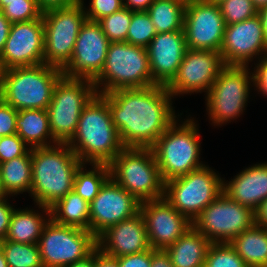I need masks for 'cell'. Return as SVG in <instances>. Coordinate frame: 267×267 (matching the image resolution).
Returning <instances> with one entry per match:
<instances>
[{
  "instance_id": "4dcf8cb0",
  "label": "cell",
  "mask_w": 267,
  "mask_h": 267,
  "mask_svg": "<svg viewBox=\"0 0 267 267\" xmlns=\"http://www.w3.org/2000/svg\"><path fill=\"white\" fill-rule=\"evenodd\" d=\"M84 164L76 171L73 190L90 203L110 178V168L108 164H93V170L85 172Z\"/></svg>"
},
{
  "instance_id": "60d3db41",
  "label": "cell",
  "mask_w": 267,
  "mask_h": 267,
  "mask_svg": "<svg viewBox=\"0 0 267 267\" xmlns=\"http://www.w3.org/2000/svg\"><path fill=\"white\" fill-rule=\"evenodd\" d=\"M119 267H151L152 248L144 252L124 255L116 258Z\"/></svg>"
},
{
  "instance_id": "f907efd6",
  "label": "cell",
  "mask_w": 267,
  "mask_h": 267,
  "mask_svg": "<svg viewBox=\"0 0 267 267\" xmlns=\"http://www.w3.org/2000/svg\"><path fill=\"white\" fill-rule=\"evenodd\" d=\"M65 267H94V251L86 258Z\"/></svg>"
},
{
  "instance_id": "c3c4849f",
  "label": "cell",
  "mask_w": 267,
  "mask_h": 267,
  "mask_svg": "<svg viewBox=\"0 0 267 267\" xmlns=\"http://www.w3.org/2000/svg\"><path fill=\"white\" fill-rule=\"evenodd\" d=\"M126 1V2H125ZM155 0H123L125 8L135 11H147Z\"/></svg>"
},
{
  "instance_id": "44dd1931",
  "label": "cell",
  "mask_w": 267,
  "mask_h": 267,
  "mask_svg": "<svg viewBox=\"0 0 267 267\" xmlns=\"http://www.w3.org/2000/svg\"><path fill=\"white\" fill-rule=\"evenodd\" d=\"M187 50L184 30L157 33L147 47L152 80L167 86L176 76Z\"/></svg>"
},
{
  "instance_id": "ba28073f",
  "label": "cell",
  "mask_w": 267,
  "mask_h": 267,
  "mask_svg": "<svg viewBox=\"0 0 267 267\" xmlns=\"http://www.w3.org/2000/svg\"><path fill=\"white\" fill-rule=\"evenodd\" d=\"M97 94L90 79L62 76L56 83L48 106L50 130L57 143L67 144L74 136L84 107Z\"/></svg>"
},
{
  "instance_id": "7dc6e473",
  "label": "cell",
  "mask_w": 267,
  "mask_h": 267,
  "mask_svg": "<svg viewBox=\"0 0 267 267\" xmlns=\"http://www.w3.org/2000/svg\"><path fill=\"white\" fill-rule=\"evenodd\" d=\"M11 28V23L4 16L2 11L0 10V54L2 53L6 40L9 36V31Z\"/></svg>"
},
{
  "instance_id": "603a6c76",
  "label": "cell",
  "mask_w": 267,
  "mask_h": 267,
  "mask_svg": "<svg viewBox=\"0 0 267 267\" xmlns=\"http://www.w3.org/2000/svg\"><path fill=\"white\" fill-rule=\"evenodd\" d=\"M222 189L228 198L255 211L267 198V163L246 168L229 183L223 181Z\"/></svg>"
},
{
  "instance_id": "ac0fdd59",
  "label": "cell",
  "mask_w": 267,
  "mask_h": 267,
  "mask_svg": "<svg viewBox=\"0 0 267 267\" xmlns=\"http://www.w3.org/2000/svg\"><path fill=\"white\" fill-rule=\"evenodd\" d=\"M140 202L111 177L90 202V232L97 238L107 228L139 212Z\"/></svg>"
},
{
  "instance_id": "681fc988",
  "label": "cell",
  "mask_w": 267,
  "mask_h": 267,
  "mask_svg": "<svg viewBox=\"0 0 267 267\" xmlns=\"http://www.w3.org/2000/svg\"><path fill=\"white\" fill-rule=\"evenodd\" d=\"M255 224L267 229V198L254 211Z\"/></svg>"
},
{
  "instance_id": "277c9868",
  "label": "cell",
  "mask_w": 267,
  "mask_h": 267,
  "mask_svg": "<svg viewBox=\"0 0 267 267\" xmlns=\"http://www.w3.org/2000/svg\"><path fill=\"white\" fill-rule=\"evenodd\" d=\"M62 70L39 64L0 71V98L17 111L46 110Z\"/></svg>"
},
{
  "instance_id": "5bb4252c",
  "label": "cell",
  "mask_w": 267,
  "mask_h": 267,
  "mask_svg": "<svg viewBox=\"0 0 267 267\" xmlns=\"http://www.w3.org/2000/svg\"><path fill=\"white\" fill-rule=\"evenodd\" d=\"M220 52L187 49L173 80L166 86L172 96L211 89L225 67Z\"/></svg>"
},
{
  "instance_id": "cb8c5ba5",
  "label": "cell",
  "mask_w": 267,
  "mask_h": 267,
  "mask_svg": "<svg viewBox=\"0 0 267 267\" xmlns=\"http://www.w3.org/2000/svg\"><path fill=\"white\" fill-rule=\"evenodd\" d=\"M211 242L193 226L165 250L174 267H204Z\"/></svg>"
},
{
  "instance_id": "f1b7e54d",
  "label": "cell",
  "mask_w": 267,
  "mask_h": 267,
  "mask_svg": "<svg viewBox=\"0 0 267 267\" xmlns=\"http://www.w3.org/2000/svg\"><path fill=\"white\" fill-rule=\"evenodd\" d=\"M0 173L6 193L30 192L32 184L31 149L23 156L0 163Z\"/></svg>"
},
{
  "instance_id": "d6a6232c",
  "label": "cell",
  "mask_w": 267,
  "mask_h": 267,
  "mask_svg": "<svg viewBox=\"0 0 267 267\" xmlns=\"http://www.w3.org/2000/svg\"><path fill=\"white\" fill-rule=\"evenodd\" d=\"M156 34L157 32L147 11H131L127 43L147 48Z\"/></svg>"
},
{
  "instance_id": "9f6ffc18",
  "label": "cell",
  "mask_w": 267,
  "mask_h": 267,
  "mask_svg": "<svg viewBox=\"0 0 267 267\" xmlns=\"http://www.w3.org/2000/svg\"><path fill=\"white\" fill-rule=\"evenodd\" d=\"M15 1H23V0H0V10H2L6 6V2H15Z\"/></svg>"
},
{
  "instance_id": "1f68e13d",
  "label": "cell",
  "mask_w": 267,
  "mask_h": 267,
  "mask_svg": "<svg viewBox=\"0 0 267 267\" xmlns=\"http://www.w3.org/2000/svg\"><path fill=\"white\" fill-rule=\"evenodd\" d=\"M0 248L9 267H44L37 244L3 240Z\"/></svg>"
},
{
  "instance_id": "8992f818",
  "label": "cell",
  "mask_w": 267,
  "mask_h": 267,
  "mask_svg": "<svg viewBox=\"0 0 267 267\" xmlns=\"http://www.w3.org/2000/svg\"><path fill=\"white\" fill-rule=\"evenodd\" d=\"M93 83L97 94L155 85L156 83L152 80L147 48L127 42L110 43L104 67ZM99 84L104 86L101 91H98Z\"/></svg>"
},
{
  "instance_id": "db71d44e",
  "label": "cell",
  "mask_w": 267,
  "mask_h": 267,
  "mask_svg": "<svg viewBox=\"0 0 267 267\" xmlns=\"http://www.w3.org/2000/svg\"><path fill=\"white\" fill-rule=\"evenodd\" d=\"M0 267H9L3 251L0 248Z\"/></svg>"
},
{
  "instance_id": "836d02e7",
  "label": "cell",
  "mask_w": 267,
  "mask_h": 267,
  "mask_svg": "<svg viewBox=\"0 0 267 267\" xmlns=\"http://www.w3.org/2000/svg\"><path fill=\"white\" fill-rule=\"evenodd\" d=\"M97 22L110 43L126 42L131 22V10L123 7L121 10L105 16Z\"/></svg>"
},
{
  "instance_id": "b9f144b4",
  "label": "cell",
  "mask_w": 267,
  "mask_h": 267,
  "mask_svg": "<svg viewBox=\"0 0 267 267\" xmlns=\"http://www.w3.org/2000/svg\"><path fill=\"white\" fill-rule=\"evenodd\" d=\"M261 61L256 66V70L253 74V85H255L259 91L264 95H267V55L260 56ZM263 57V58H262Z\"/></svg>"
},
{
  "instance_id": "7bdbcfd3",
  "label": "cell",
  "mask_w": 267,
  "mask_h": 267,
  "mask_svg": "<svg viewBox=\"0 0 267 267\" xmlns=\"http://www.w3.org/2000/svg\"><path fill=\"white\" fill-rule=\"evenodd\" d=\"M6 200V197L0 199V241L5 240L7 237L10 219L14 211L13 206Z\"/></svg>"
},
{
  "instance_id": "5b68a950",
  "label": "cell",
  "mask_w": 267,
  "mask_h": 267,
  "mask_svg": "<svg viewBox=\"0 0 267 267\" xmlns=\"http://www.w3.org/2000/svg\"><path fill=\"white\" fill-rule=\"evenodd\" d=\"M110 177L140 203L164 197V187L151 148L125 147L109 164Z\"/></svg>"
},
{
  "instance_id": "f6af8a7d",
  "label": "cell",
  "mask_w": 267,
  "mask_h": 267,
  "mask_svg": "<svg viewBox=\"0 0 267 267\" xmlns=\"http://www.w3.org/2000/svg\"><path fill=\"white\" fill-rule=\"evenodd\" d=\"M151 267H174L166 250L152 248Z\"/></svg>"
},
{
  "instance_id": "816d5d0a",
  "label": "cell",
  "mask_w": 267,
  "mask_h": 267,
  "mask_svg": "<svg viewBox=\"0 0 267 267\" xmlns=\"http://www.w3.org/2000/svg\"><path fill=\"white\" fill-rule=\"evenodd\" d=\"M258 15L261 19V24L264 32V38L267 43V7L262 8L258 11Z\"/></svg>"
},
{
  "instance_id": "d590c367",
  "label": "cell",
  "mask_w": 267,
  "mask_h": 267,
  "mask_svg": "<svg viewBox=\"0 0 267 267\" xmlns=\"http://www.w3.org/2000/svg\"><path fill=\"white\" fill-rule=\"evenodd\" d=\"M218 6L225 25L242 22L258 14L252 0H223Z\"/></svg>"
},
{
  "instance_id": "4316f807",
  "label": "cell",
  "mask_w": 267,
  "mask_h": 267,
  "mask_svg": "<svg viewBox=\"0 0 267 267\" xmlns=\"http://www.w3.org/2000/svg\"><path fill=\"white\" fill-rule=\"evenodd\" d=\"M50 218L60 225L90 231V203L73 190L50 207Z\"/></svg>"
},
{
  "instance_id": "ffe728a7",
  "label": "cell",
  "mask_w": 267,
  "mask_h": 267,
  "mask_svg": "<svg viewBox=\"0 0 267 267\" xmlns=\"http://www.w3.org/2000/svg\"><path fill=\"white\" fill-rule=\"evenodd\" d=\"M220 53L225 65L248 66L253 56L266 54L267 43L259 15L225 25Z\"/></svg>"
},
{
  "instance_id": "7402d4cb",
  "label": "cell",
  "mask_w": 267,
  "mask_h": 267,
  "mask_svg": "<svg viewBox=\"0 0 267 267\" xmlns=\"http://www.w3.org/2000/svg\"><path fill=\"white\" fill-rule=\"evenodd\" d=\"M97 248L113 258L151 249L140 211L133 217L112 225L101 233L97 237Z\"/></svg>"
},
{
  "instance_id": "e575fe53",
  "label": "cell",
  "mask_w": 267,
  "mask_h": 267,
  "mask_svg": "<svg viewBox=\"0 0 267 267\" xmlns=\"http://www.w3.org/2000/svg\"><path fill=\"white\" fill-rule=\"evenodd\" d=\"M204 267H248L230 243H211Z\"/></svg>"
},
{
  "instance_id": "52a82bcc",
  "label": "cell",
  "mask_w": 267,
  "mask_h": 267,
  "mask_svg": "<svg viewBox=\"0 0 267 267\" xmlns=\"http://www.w3.org/2000/svg\"><path fill=\"white\" fill-rule=\"evenodd\" d=\"M176 121L151 147L164 183L204 166L199 162L200 136L194 120L178 127Z\"/></svg>"
},
{
  "instance_id": "3957f363",
  "label": "cell",
  "mask_w": 267,
  "mask_h": 267,
  "mask_svg": "<svg viewBox=\"0 0 267 267\" xmlns=\"http://www.w3.org/2000/svg\"><path fill=\"white\" fill-rule=\"evenodd\" d=\"M67 145L85 164H109L125 148L112 122L106 94H96L84 107Z\"/></svg>"
},
{
  "instance_id": "7a4b0ae2",
  "label": "cell",
  "mask_w": 267,
  "mask_h": 267,
  "mask_svg": "<svg viewBox=\"0 0 267 267\" xmlns=\"http://www.w3.org/2000/svg\"><path fill=\"white\" fill-rule=\"evenodd\" d=\"M31 157L30 194L50 217V207L73 191L76 171L83 163L65 143L32 148Z\"/></svg>"
},
{
  "instance_id": "9c48e42d",
  "label": "cell",
  "mask_w": 267,
  "mask_h": 267,
  "mask_svg": "<svg viewBox=\"0 0 267 267\" xmlns=\"http://www.w3.org/2000/svg\"><path fill=\"white\" fill-rule=\"evenodd\" d=\"M223 180L207 166L165 183V199L191 222L223 192Z\"/></svg>"
},
{
  "instance_id": "83f0119b",
  "label": "cell",
  "mask_w": 267,
  "mask_h": 267,
  "mask_svg": "<svg viewBox=\"0 0 267 267\" xmlns=\"http://www.w3.org/2000/svg\"><path fill=\"white\" fill-rule=\"evenodd\" d=\"M50 217L43 218L39 213L29 209H14L7 237L5 240L25 243L37 244L41 236L42 230Z\"/></svg>"
},
{
  "instance_id": "f5cc1de1",
  "label": "cell",
  "mask_w": 267,
  "mask_h": 267,
  "mask_svg": "<svg viewBox=\"0 0 267 267\" xmlns=\"http://www.w3.org/2000/svg\"><path fill=\"white\" fill-rule=\"evenodd\" d=\"M252 3L258 11L267 7V0H252Z\"/></svg>"
},
{
  "instance_id": "8d00e7d4",
  "label": "cell",
  "mask_w": 267,
  "mask_h": 267,
  "mask_svg": "<svg viewBox=\"0 0 267 267\" xmlns=\"http://www.w3.org/2000/svg\"><path fill=\"white\" fill-rule=\"evenodd\" d=\"M1 11L11 24L42 17V12L39 10L36 0L6 2V6Z\"/></svg>"
},
{
  "instance_id": "bcb514c9",
  "label": "cell",
  "mask_w": 267,
  "mask_h": 267,
  "mask_svg": "<svg viewBox=\"0 0 267 267\" xmlns=\"http://www.w3.org/2000/svg\"><path fill=\"white\" fill-rule=\"evenodd\" d=\"M94 267H119L118 260L102 253L98 248L94 250Z\"/></svg>"
},
{
  "instance_id": "8fae6325",
  "label": "cell",
  "mask_w": 267,
  "mask_h": 267,
  "mask_svg": "<svg viewBox=\"0 0 267 267\" xmlns=\"http://www.w3.org/2000/svg\"><path fill=\"white\" fill-rule=\"evenodd\" d=\"M44 64L63 70L70 62L80 28L86 20L83 3L42 13Z\"/></svg>"
},
{
  "instance_id": "30bf717a",
  "label": "cell",
  "mask_w": 267,
  "mask_h": 267,
  "mask_svg": "<svg viewBox=\"0 0 267 267\" xmlns=\"http://www.w3.org/2000/svg\"><path fill=\"white\" fill-rule=\"evenodd\" d=\"M37 245L44 267H65L89 256L97 248V238L88 230L60 225L50 218Z\"/></svg>"
},
{
  "instance_id": "74e56055",
  "label": "cell",
  "mask_w": 267,
  "mask_h": 267,
  "mask_svg": "<svg viewBox=\"0 0 267 267\" xmlns=\"http://www.w3.org/2000/svg\"><path fill=\"white\" fill-rule=\"evenodd\" d=\"M27 146L17 134L0 137V163L25 155Z\"/></svg>"
},
{
  "instance_id": "ab89813d",
  "label": "cell",
  "mask_w": 267,
  "mask_h": 267,
  "mask_svg": "<svg viewBox=\"0 0 267 267\" xmlns=\"http://www.w3.org/2000/svg\"><path fill=\"white\" fill-rule=\"evenodd\" d=\"M18 111L0 98V137L17 134Z\"/></svg>"
},
{
  "instance_id": "6f0895ef",
  "label": "cell",
  "mask_w": 267,
  "mask_h": 267,
  "mask_svg": "<svg viewBox=\"0 0 267 267\" xmlns=\"http://www.w3.org/2000/svg\"><path fill=\"white\" fill-rule=\"evenodd\" d=\"M177 1L182 2V3H184L185 5H188V4H191V3H193L194 1H198V0H177Z\"/></svg>"
},
{
  "instance_id": "d4e9b609",
  "label": "cell",
  "mask_w": 267,
  "mask_h": 267,
  "mask_svg": "<svg viewBox=\"0 0 267 267\" xmlns=\"http://www.w3.org/2000/svg\"><path fill=\"white\" fill-rule=\"evenodd\" d=\"M17 135L32 148L51 146L57 143L50 130L47 110H21L16 118ZM47 138L50 140L47 141ZM46 141V142H45Z\"/></svg>"
},
{
  "instance_id": "e0dca14e",
  "label": "cell",
  "mask_w": 267,
  "mask_h": 267,
  "mask_svg": "<svg viewBox=\"0 0 267 267\" xmlns=\"http://www.w3.org/2000/svg\"><path fill=\"white\" fill-rule=\"evenodd\" d=\"M225 23L218 4L204 0L186 5L184 32L187 49L220 52Z\"/></svg>"
},
{
  "instance_id": "ee69618b",
  "label": "cell",
  "mask_w": 267,
  "mask_h": 267,
  "mask_svg": "<svg viewBox=\"0 0 267 267\" xmlns=\"http://www.w3.org/2000/svg\"><path fill=\"white\" fill-rule=\"evenodd\" d=\"M36 2L42 13L53 9L66 8L84 3L82 0H36Z\"/></svg>"
},
{
  "instance_id": "d6986e66",
  "label": "cell",
  "mask_w": 267,
  "mask_h": 267,
  "mask_svg": "<svg viewBox=\"0 0 267 267\" xmlns=\"http://www.w3.org/2000/svg\"><path fill=\"white\" fill-rule=\"evenodd\" d=\"M139 211L153 249L165 250L192 226V222L165 197L140 203Z\"/></svg>"
},
{
  "instance_id": "11a10c76",
  "label": "cell",
  "mask_w": 267,
  "mask_h": 267,
  "mask_svg": "<svg viewBox=\"0 0 267 267\" xmlns=\"http://www.w3.org/2000/svg\"><path fill=\"white\" fill-rule=\"evenodd\" d=\"M8 197V194L6 193L3 184H2V179H1V173H0V199Z\"/></svg>"
},
{
  "instance_id": "7c38bea8",
  "label": "cell",
  "mask_w": 267,
  "mask_h": 267,
  "mask_svg": "<svg viewBox=\"0 0 267 267\" xmlns=\"http://www.w3.org/2000/svg\"><path fill=\"white\" fill-rule=\"evenodd\" d=\"M254 224V211L231 200L223 192L192 222V226L211 243H230Z\"/></svg>"
},
{
  "instance_id": "4fadbf2b",
  "label": "cell",
  "mask_w": 267,
  "mask_h": 267,
  "mask_svg": "<svg viewBox=\"0 0 267 267\" xmlns=\"http://www.w3.org/2000/svg\"><path fill=\"white\" fill-rule=\"evenodd\" d=\"M248 66L226 65L207 93V109L214 124H223L239 117L249 95Z\"/></svg>"
},
{
  "instance_id": "f546056e",
  "label": "cell",
  "mask_w": 267,
  "mask_h": 267,
  "mask_svg": "<svg viewBox=\"0 0 267 267\" xmlns=\"http://www.w3.org/2000/svg\"><path fill=\"white\" fill-rule=\"evenodd\" d=\"M186 5L177 0H155L147 9L157 33L184 30Z\"/></svg>"
},
{
  "instance_id": "484cf974",
  "label": "cell",
  "mask_w": 267,
  "mask_h": 267,
  "mask_svg": "<svg viewBox=\"0 0 267 267\" xmlns=\"http://www.w3.org/2000/svg\"><path fill=\"white\" fill-rule=\"evenodd\" d=\"M230 245L248 267H267V229L254 224L236 236Z\"/></svg>"
},
{
  "instance_id": "2e32d148",
  "label": "cell",
  "mask_w": 267,
  "mask_h": 267,
  "mask_svg": "<svg viewBox=\"0 0 267 267\" xmlns=\"http://www.w3.org/2000/svg\"><path fill=\"white\" fill-rule=\"evenodd\" d=\"M43 18L11 24L0 54V71L44 64Z\"/></svg>"
},
{
  "instance_id": "680465c9",
  "label": "cell",
  "mask_w": 267,
  "mask_h": 267,
  "mask_svg": "<svg viewBox=\"0 0 267 267\" xmlns=\"http://www.w3.org/2000/svg\"><path fill=\"white\" fill-rule=\"evenodd\" d=\"M208 3H214V4H219L220 2H222L223 0H204Z\"/></svg>"
},
{
  "instance_id": "9a60e30c",
  "label": "cell",
  "mask_w": 267,
  "mask_h": 267,
  "mask_svg": "<svg viewBox=\"0 0 267 267\" xmlns=\"http://www.w3.org/2000/svg\"><path fill=\"white\" fill-rule=\"evenodd\" d=\"M110 41L97 21L85 20L82 24L69 64L63 76L94 80L102 71Z\"/></svg>"
},
{
  "instance_id": "f35d334b",
  "label": "cell",
  "mask_w": 267,
  "mask_h": 267,
  "mask_svg": "<svg viewBox=\"0 0 267 267\" xmlns=\"http://www.w3.org/2000/svg\"><path fill=\"white\" fill-rule=\"evenodd\" d=\"M123 0H91L90 9L85 11L86 19L99 21L105 16L121 10Z\"/></svg>"
},
{
  "instance_id": "6da1fadb",
  "label": "cell",
  "mask_w": 267,
  "mask_h": 267,
  "mask_svg": "<svg viewBox=\"0 0 267 267\" xmlns=\"http://www.w3.org/2000/svg\"><path fill=\"white\" fill-rule=\"evenodd\" d=\"M106 95L124 147L151 148L176 119L173 96L164 85L118 89Z\"/></svg>"
}]
</instances>
